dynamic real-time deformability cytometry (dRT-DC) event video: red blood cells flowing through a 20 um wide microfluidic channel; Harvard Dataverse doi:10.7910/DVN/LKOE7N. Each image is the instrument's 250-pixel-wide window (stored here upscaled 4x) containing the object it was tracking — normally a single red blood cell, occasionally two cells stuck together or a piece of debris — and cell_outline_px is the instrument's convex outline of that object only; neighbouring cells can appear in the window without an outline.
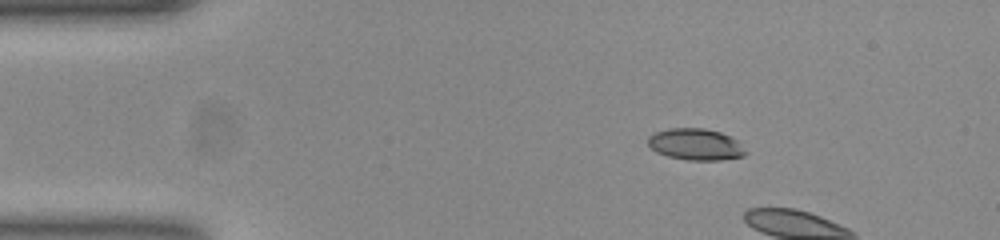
{"species": "common noctule bat (a hibernating species)", "species_latin": "Nyctalus noctula", "temperature_condition": "room temperature", "stored_images_in_passage": 5, "camera_frame_rate_fps": 3000, "um_per_image_px": 0.085, "animal": {"sex": "female", "body_mass_g": 23.0, "forearm_length_mm": 53.4}, "frame": {"image": 1, "passage_image": 2, "time_ms": 0.333, "image_size_px": [1000, 240], "cell_outline_px": [[748, 152], [744, 156], [720, 160], [688, 160], [668, 156], [656, 152], [648, 144], [648, 136], [656, 132], [668, 128], [704, 128], [720, 132], [736, 140]], "centroid_in_image_um": [59.12, 12.27], "position_along_channel_um": 25.9, "area_um2": 17.86}}